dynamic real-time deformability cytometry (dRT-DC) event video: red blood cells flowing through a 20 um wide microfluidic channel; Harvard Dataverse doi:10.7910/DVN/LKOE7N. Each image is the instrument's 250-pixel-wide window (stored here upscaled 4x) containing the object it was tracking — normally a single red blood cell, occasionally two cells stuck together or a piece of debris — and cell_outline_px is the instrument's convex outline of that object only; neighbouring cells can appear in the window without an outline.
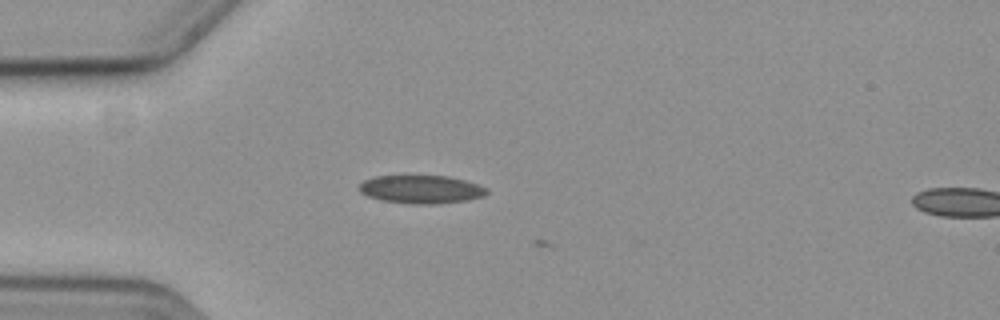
{"species": "common noctule bat (a hibernating species)", "species_latin": "Nyctalus noctula", "temperature_condition": "cold", "stored_images_in_passage": 2, "camera_frame_rate_fps": 3000, "um_per_image_px": 0.085, "animal": {"sex": "female", "body_mass_g": 19.3, "forearm_length_mm": 54.1}, "frame": {"image": 1, "passage_image": 1, "time_ms": 0.0, "image_size_px": [1000, 320], "cell_outline_px": [[488, 192], [484, 196], [468, 200], [436, 204], [408, 204], [380, 200], [368, 196], [360, 192], [356, 188], [364, 180], [376, 176], [448, 176], [464, 180], [488, 188]], "centroid_in_image_um": [35.78, 16.1], "position_along_channel_um": 49.2, "area_um2": 21.1}}